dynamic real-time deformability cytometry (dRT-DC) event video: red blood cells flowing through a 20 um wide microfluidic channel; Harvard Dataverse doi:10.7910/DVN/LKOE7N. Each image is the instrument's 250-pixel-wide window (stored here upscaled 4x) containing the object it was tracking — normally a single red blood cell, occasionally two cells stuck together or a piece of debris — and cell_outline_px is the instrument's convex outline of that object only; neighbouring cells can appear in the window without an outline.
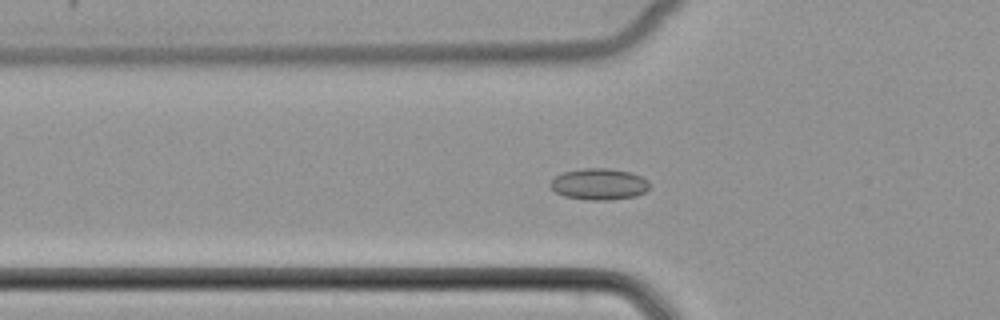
{"species": "common noctule bat (a hibernating species)", "species_latin": "Nyctalus noctula", "temperature_condition": "cold", "stored_images_in_passage": 40, "camera_frame_rate_fps": 3000, "um_per_image_px": 0.085, "animal": {"sex": "female", "body_mass_g": 22.7, "forearm_length_mm": 54.2}, "frame": {"image": 1, "passage_image": 6, "time_ms": 1.667, "image_size_px": [1000, 320], "cell_outline_px": [[648, 188], [644, 192], [636, 196], [608, 200], [592, 200], [564, 196], [556, 192], [548, 184], [556, 176], [564, 172], [584, 168], [604, 168], [628, 172], [640, 176], [648, 180]], "centroid_in_image_um": [50.9, 15.65], "position_along_channel_um": 74.9, "area_um2": 17.86}}
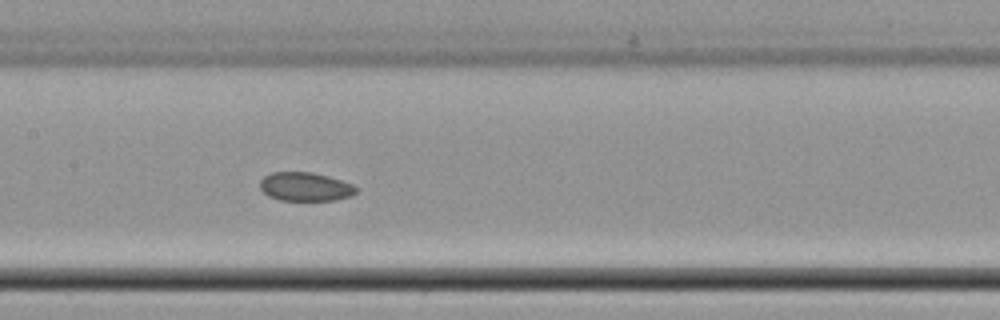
{"frame": {"image": 2, "passage_image": 14, "time_ms": 4.333, "image_size_px": [1000, 320], "cell_outline_px": [[356, 192], [352, 196], [332, 200], [280, 200], [268, 196], [260, 188], [260, 180], [264, 176], [272, 172], [312, 172], [328, 176], [352, 184], [356, 188]], "centroid_in_image_um": [25.92, 15.86], "position_along_channel_um": 181.5, "area_um2": 16.01}}
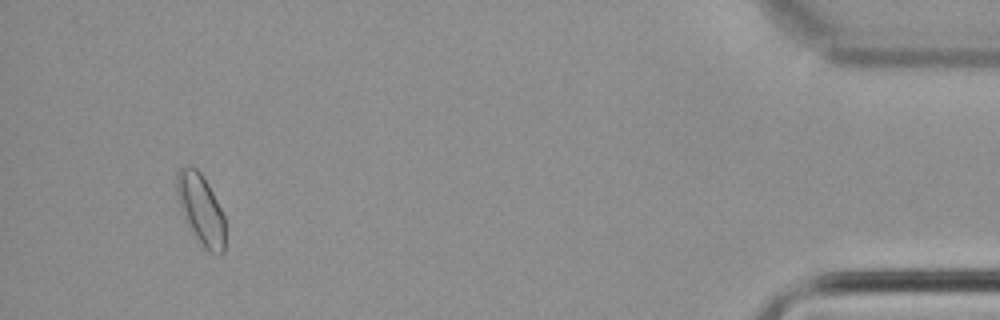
{"frame": {"image": 3, "passage_image": 37, "time_ms": 12.0, "image_size_px": [1000, 320], "cell_outline_px": [[224, 252], [208, 252], [204, 248], [184, 220], [176, 192], [176, 172], [180, 168], [188, 164], [196, 168], [200, 172], [208, 184], [224, 216]], "centroid_in_image_um": [17.03, 17.74], "position_along_channel_um": 418.2, "area_um2": 19.65}}